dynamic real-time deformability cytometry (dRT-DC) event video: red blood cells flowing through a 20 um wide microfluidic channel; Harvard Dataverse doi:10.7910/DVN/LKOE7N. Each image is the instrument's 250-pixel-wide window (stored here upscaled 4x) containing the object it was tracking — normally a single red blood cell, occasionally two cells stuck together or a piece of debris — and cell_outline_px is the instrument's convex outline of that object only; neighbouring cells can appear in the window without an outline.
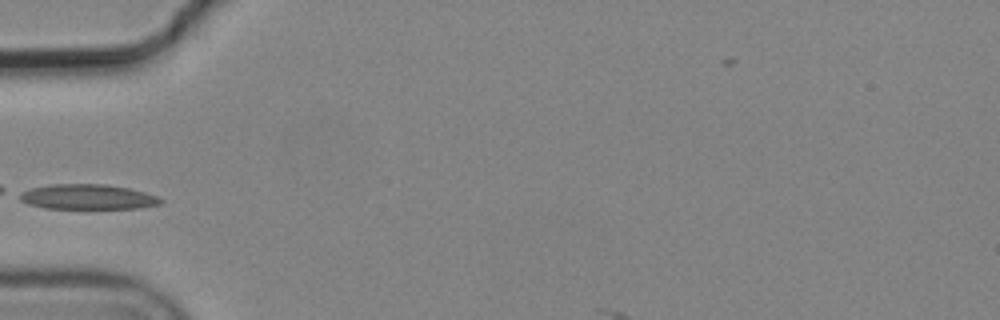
{"species": "common noctule bat (a hibernating species)", "species_latin": "Nyctalus noctula", "temperature_condition": "cold", "stored_images_in_passage": 4, "camera_frame_rate_fps": 3000, "um_per_image_px": 0.085, "animal": {"sex": "male", "body_mass_g": 19.2, "forearm_length_mm": 51.8}, "frame": {"image": 1, "passage_image": 3, "time_ms": 0.667, "image_size_px": [1000, 320], "cell_outline_px": [[164, 200], [160, 204], [140, 208], [44, 208], [28, 204], [20, 200], [20, 192], [32, 188], [52, 184], [108, 184], [128, 188], [144, 192], [156, 196]], "centroid_in_image_um": [7.45, 16.73], "position_along_channel_um": 77.5, "area_um2": 20.46}}